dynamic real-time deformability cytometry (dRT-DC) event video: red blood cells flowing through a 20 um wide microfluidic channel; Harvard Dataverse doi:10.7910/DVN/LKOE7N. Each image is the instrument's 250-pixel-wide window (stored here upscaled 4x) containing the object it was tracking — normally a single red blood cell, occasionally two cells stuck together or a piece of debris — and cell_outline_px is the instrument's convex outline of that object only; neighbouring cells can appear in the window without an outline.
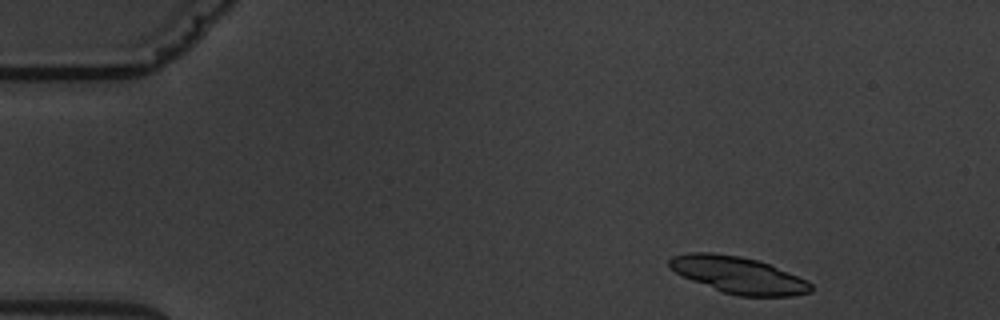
{"species": "common noctule bat (a hibernating species)", "species_latin": "Nyctalus noctula", "temperature_condition": "warm", "stored_images_in_passage": 5, "segment_of_instrument_passage": [2, 2], "camera_frame_rate_fps": 3000, "um_per_image_px": 0.085, "animal": {"sex": "male", "body_mass_g": 19.5, "forearm_length_mm": 54.6}, "frame": {"image": 1, "passage_image": 5, "time_ms": 5.667, "image_size_px": [1000, 320], "cell_outline_px": [[812, 292], [792, 296], [736, 296], [724, 292], [692, 280], [668, 268], [668, 260], [672, 256], [688, 252], [712, 252], [740, 256], [756, 260], [768, 264], [808, 280], [812, 284]], "centroid_in_image_um": [62.76, 23.37], "position_along_channel_um": 22.2, "area_um2": 30.17}}